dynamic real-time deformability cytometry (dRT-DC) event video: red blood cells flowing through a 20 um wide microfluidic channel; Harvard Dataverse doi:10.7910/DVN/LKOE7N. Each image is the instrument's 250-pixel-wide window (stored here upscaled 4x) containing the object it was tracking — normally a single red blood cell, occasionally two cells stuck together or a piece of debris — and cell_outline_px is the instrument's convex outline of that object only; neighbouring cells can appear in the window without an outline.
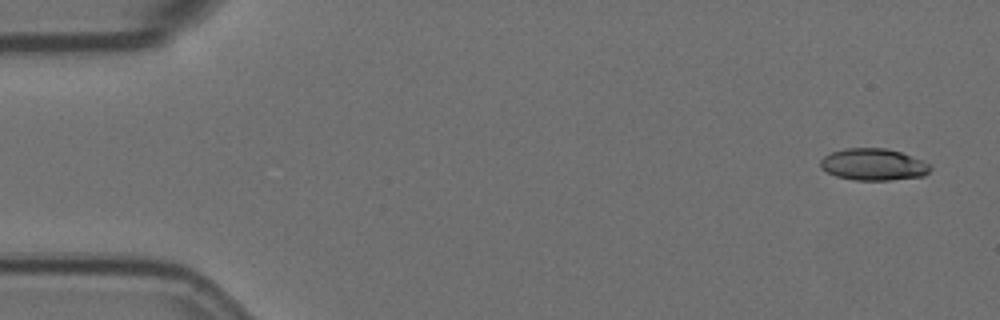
{"species": "Egyptian fruit bat (a non-hibernating species)", "species_latin": "Rousettus aegyptiacus", "temperature_condition": "room temperature", "stored_images_in_passage": 4, "camera_frame_rate_fps": 3000, "um_per_image_px": 0.085, "animal": {"sex": "female"}, "frame": {"image": 1, "passage_image": 1, "time_ms": 0.0, "image_size_px": [1000, 320], "cell_outline_px": [[932, 168], [924, 176], [888, 180], [856, 180], [836, 176], [820, 168], [820, 160], [824, 156], [832, 152], [844, 148], [884, 148], [900, 152], [920, 160], [928, 164]], "centroid_in_image_um": [74.2, 13.98], "position_along_channel_um": 10.8, "area_um2": 20.17}}
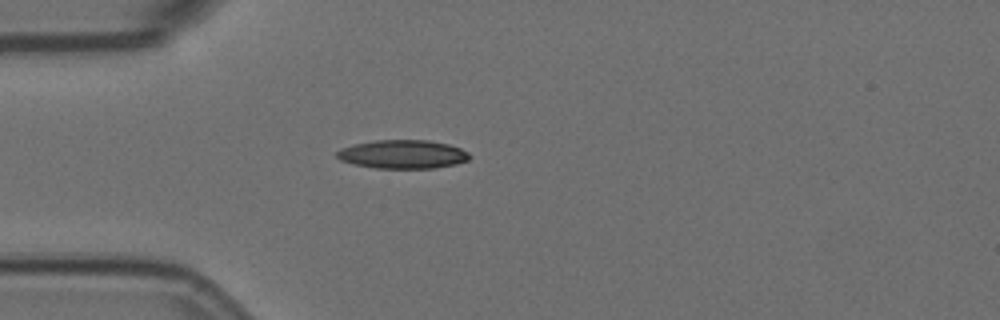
{"frame": {"image": 2, "passage_image": 4, "time_ms": 1.0, "image_size_px": [1000, 320], "cell_outline_px": [[472, 156], [468, 160], [456, 164], [436, 168], [376, 168], [356, 164], [340, 160], [336, 156], [336, 152], [340, 148], [352, 144], [376, 140], [428, 140], [448, 144], [460, 148], [468, 152]], "centroid_in_image_um": [34.24, 13.11], "position_along_channel_um": 50.8, "area_um2": 22.2}}